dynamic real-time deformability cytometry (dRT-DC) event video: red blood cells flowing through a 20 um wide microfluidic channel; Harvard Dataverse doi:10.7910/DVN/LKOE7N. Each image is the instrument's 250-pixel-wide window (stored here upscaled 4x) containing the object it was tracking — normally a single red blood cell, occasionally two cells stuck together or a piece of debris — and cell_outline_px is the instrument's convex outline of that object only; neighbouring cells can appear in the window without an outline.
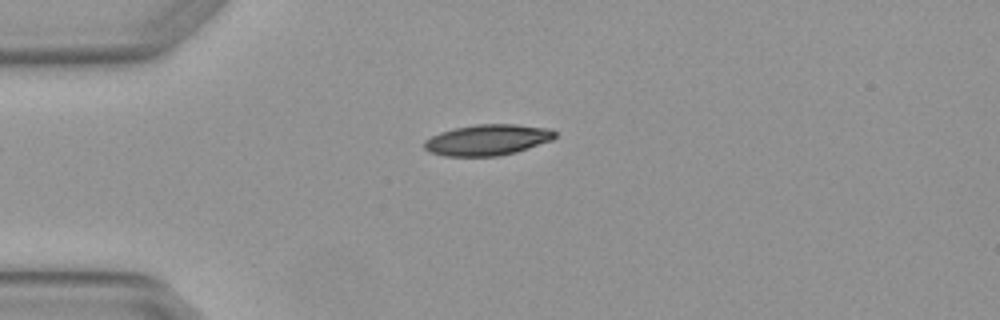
{"species": "Egyptian fruit bat (a non-hibernating species)", "species_latin": "Rousettus aegyptiacus", "temperature_condition": "warm", "stored_images_in_passage": 3, "camera_frame_rate_fps": 3000, "um_per_image_px": 0.085, "animal": {"sex": "female"}, "frame": {"image": 1, "passage_image": 1, "time_ms": 0.0, "image_size_px": [1000, 320], "cell_outline_px": [[556, 136], [552, 140], [516, 152], [496, 156], [444, 156], [428, 152], [424, 148], [424, 140], [440, 132], [456, 128], [476, 124], [516, 124], [552, 128], [556, 132]], "centroid_in_image_um": [41.45, 11.89], "position_along_channel_um": 43.6, "area_um2": 23.64}}
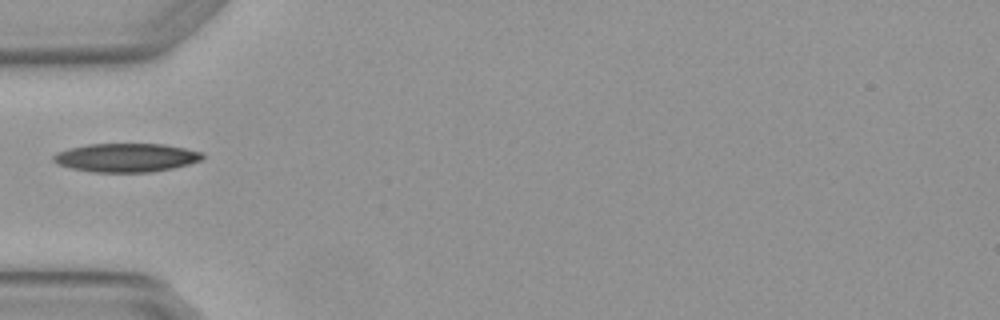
{"frame": {"image": 2, "passage_image": 2, "time_ms": 0.333, "image_size_px": [1000, 320], "cell_outline_px": [[204, 156], [200, 160], [188, 164], [172, 168], [152, 172], [92, 172], [72, 168], [56, 164], [52, 160], [52, 156], [56, 152], [68, 148], [88, 144], [164, 144], [204, 152]], "centroid_in_image_um": [10.69, 13.39], "position_along_channel_um": 74.3, "area_um2": 24.97}}
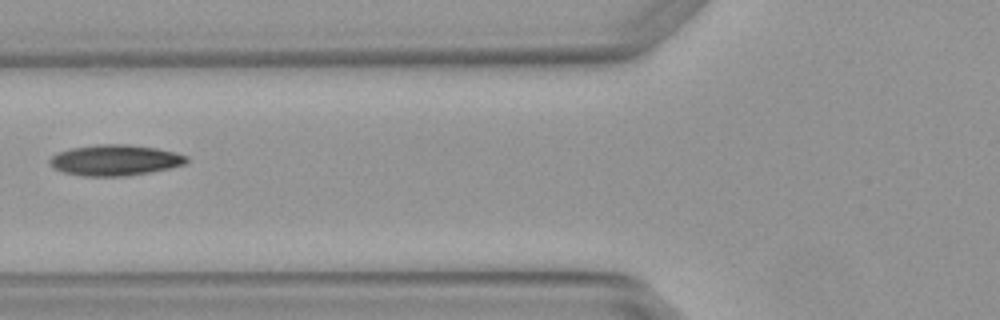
{"frame": {"image": 3, "passage_image": 3, "time_ms": 0.667, "image_size_px": [1000, 320], "cell_outline_px": [[188, 160], [184, 164], [168, 168], [148, 172], [124, 176], [84, 176], [64, 172], [52, 168], [48, 160], [56, 152], [72, 148], [96, 144], [128, 144], [156, 148], [176, 152], [188, 156]], "centroid_in_image_um": [9.75, 13.6], "position_along_channel_um": 116.1, "area_um2": 24.57}}